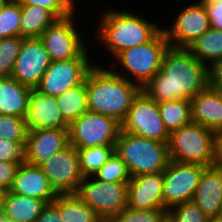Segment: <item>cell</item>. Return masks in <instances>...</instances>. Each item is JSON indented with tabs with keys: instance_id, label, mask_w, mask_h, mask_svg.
Listing matches in <instances>:
<instances>
[{
	"instance_id": "obj_1",
	"label": "cell",
	"mask_w": 222,
	"mask_h": 222,
	"mask_svg": "<svg viewBox=\"0 0 222 222\" xmlns=\"http://www.w3.org/2000/svg\"><path fill=\"white\" fill-rule=\"evenodd\" d=\"M207 85V67L187 48L169 47L160 71L141 89L157 103H161L190 100Z\"/></svg>"
},
{
	"instance_id": "obj_2",
	"label": "cell",
	"mask_w": 222,
	"mask_h": 222,
	"mask_svg": "<svg viewBox=\"0 0 222 222\" xmlns=\"http://www.w3.org/2000/svg\"><path fill=\"white\" fill-rule=\"evenodd\" d=\"M88 111L115 118L122 123L133 98L141 88L115 73L111 67L94 64L85 77Z\"/></svg>"
},
{
	"instance_id": "obj_3",
	"label": "cell",
	"mask_w": 222,
	"mask_h": 222,
	"mask_svg": "<svg viewBox=\"0 0 222 222\" xmlns=\"http://www.w3.org/2000/svg\"><path fill=\"white\" fill-rule=\"evenodd\" d=\"M98 22L96 40L101 41L100 45L112 54L113 59L123 50L149 42L162 30L155 22L122 9L105 10Z\"/></svg>"
},
{
	"instance_id": "obj_4",
	"label": "cell",
	"mask_w": 222,
	"mask_h": 222,
	"mask_svg": "<svg viewBox=\"0 0 222 222\" xmlns=\"http://www.w3.org/2000/svg\"><path fill=\"white\" fill-rule=\"evenodd\" d=\"M167 143L120 131L115 152L132 178L163 172L170 161Z\"/></svg>"
},
{
	"instance_id": "obj_5",
	"label": "cell",
	"mask_w": 222,
	"mask_h": 222,
	"mask_svg": "<svg viewBox=\"0 0 222 222\" xmlns=\"http://www.w3.org/2000/svg\"><path fill=\"white\" fill-rule=\"evenodd\" d=\"M169 47L166 35L161 30L149 42L133 46L117 54L114 60L118 61L119 70L122 71L114 69L113 71L142 88L160 71L164 54Z\"/></svg>"
},
{
	"instance_id": "obj_6",
	"label": "cell",
	"mask_w": 222,
	"mask_h": 222,
	"mask_svg": "<svg viewBox=\"0 0 222 222\" xmlns=\"http://www.w3.org/2000/svg\"><path fill=\"white\" fill-rule=\"evenodd\" d=\"M215 132L191 122L169 134L168 153L171 161L211 167Z\"/></svg>"
},
{
	"instance_id": "obj_7",
	"label": "cell",
	"mask_w": 222,
	"mask_h": 222,
	"mask_svg": "<svg viewBox=\"0 0 222 222\" xmlns=\"http://www.w3.org/2000/svg\"><path fill=\"white\" fill-rule=\"evenodd\" d=\"M75 195L90 206L103 222H109L127 207V183H112L83 177Z\"/></svg>"
},
{
	"instance_id": "obj_8",
	"label": "cell",
	"mask_w": 222,
	"mask_h": 222,
	"mask_svg": "<svg viewBox=\"0 0 222 222\" xmlns=\"http://www.w3.org/2000/svg\"><path fill=\"white\" fill-rule=\"evenodd\" d=\"M120 131L115 118L87 111L69 124V145L76 149L115 145Z\"/></svg>"
},
{
	"instance_id": "obj_9",
	"label": "cell",
	"mask_w": 222,
	"mask_h": 222,
	"mask_svg": "<svg viewBox=\"0 0 222 222\" xmlns=\"http://www.w3.org/2000/svg\"><path fill=\"white\" fill-rule=\"evenodd\" d=\"M121 131L148 139L168 142L169 133L161 119L158 103L142 89L133 98Z\"/></svg>"
},
{
	"instance_id": "obj_10",
	"label": "cell",
	"mask_w": 222,
	"mask_h": 222,
	"mask_svg": "<svg viewBox=\"0 0 222 222\" xmlns=\"http://www.w3.org/2000/svg\"><path fill=\"white\" fill-rule=\"evenodd\" d=\"M88 49L78 58L51 61L35 89L42 94L57 97L66 90L81 84L90 68L95 64L89 61L90 51Z\"/></svg>"
},
{
	"instance_id": "obj_11",
	"label": "cell",
	"mask_w": 222,
	"mask_h": 222,
	"mask_svg": "<svg viewBox=\"0 0 222 222\" xmlns=\"http://www.w3.org/2000/svg\"><path fill=\"white\" fill-rule=\"evenodd\" d=\"M74 16L72 13L66 18L57 19L39 37L48 51L51 61L78 58L88 48L82 32L81 34L78 32Z\"/></svg>"
},
{
	"instance_id": "obj_12",
	"label": "cell",
	"mask_w": 222,
	"mask_h": 222,
	"mask_svg": "<svg viewBox=\"0 0 222 222\" xmlns=\"http://www.w3.org/2000/svg\"><path fill=\"white\" fill-rule=\"evenodd\" d=\"M205 168V166L199 164L169 161L167 167L162 172V197L166 210L192 200Z\"/></svg>"
},
{
	"instance_id": "obj_13",
	"label": "cell",
	"mask_w": 222,
	"mask_h": 222,
	"mask_svg": "<svg viewBox=\"0 0 222 222\" xmlns=\"http://www.w3.org/2000/svg\"><path fill=\"white\" fill-rule=\"evenodd\" d=\"M210 27L204 0H198V2L182 8L174 23L170 27H162V30L170 47L187 48Z\"/></svg>"
},
{
	"instance_id": "obj_14",
	"label": "cell",
	"mask_w": 222,
	"mask_h": 222,
	"mask_svg": "<svg viewBox=\"0 0 222 222\" xmlns=\"http://www.w3.org/2000/svg\"><path fill=\"white\" fill-rule=\"evenodd\" d=\"M40 167L58 194H75L83 180L77 149L71 145L52 155Z\"/></svg>"
},
{
	"instance_id": "obj_15",
	"label": "cell",
	"mask_w": 222,
	"mask_h": 222,
	"mask_svg": "<svg viewBox=\"0 0 222 222\" xmlns=\"http://www.w3.org/2000/svg\"><path fill=\"white\" fill-rule=\"evenodd\" d=\"M50 64V55L40 38H24L11 77L35 89Z\"/></svg>"
},
{
	"instance_id": "obj_16",
	"label": "cell",
	"mask_w": 222,
	"mask_h": 222,
	"mask_svg": "<svg viewBox=\"0 0 222 222\" xmlns=\"http://www.w3.org/2000/svg\"><path fill=\"white\" fill-rule=\"evenodd\" d=\"M67 146H69L68 129L28 130L24 146V160L29 164L40 166Z\"/></svg>"
},
{
	"instance_id": "obj_17",
	"label": "cell",
	"mask_w": 222,
	"mask_h": 222,
	"mask_svg": "<svg viewBox=\"0 0 222 222\" xmlns=\"http://www.w3.org/2000/svg\"><path fill=\"white\" fill-rule=\"evenodd\" d=\"M162 172L132 177L127 183V207L131 209H165Z\"/></svg>"
},
{
	"instance_id": "obj_18",
	"label": "cell",
	"mask_w": 222,
	"mask_h": 222,
	"mask_svg": "<svg viewBox=\"0 0 222 222\" xmlns=\"http://www.w3.org/2000/svg\"><path fill=\"white\" fill-rule=\"evenodd\" d=\"M25 121L28 130L68 129L69 126L58 108L56 97L42 94L36 89L31 90Z\"/></svg>"
},
{
	"instance_id": "obj_19",
	"label": "cell",
	"mask_w": 222,
	"mask_h": 222,
	"mask_svg": "<svg viewBox=\"0 0 222 222\" xmlns=\"http://www.w3.org/2000/svg\"><path fill=\"white\" fill-rule=\"evenodd\" d=\"M11 192L52 203L59 195L40 166L23 162L17 168Z\"/></svg>"
},
{
	"instance_id": "obj_20",
	"label": "cell",
	"mask_w": 222,
	"mask_h": 222,
	"mask_svg": "<svg viewBox=\"0 0 222 222\" xmlns=\"http://www.w3.org/2000/svg\"><path fill=\"white\" fill-rule=\"evenodd\" d=\"M191 120L212 131L222 129V90L206 86L190 99Z\"/></svg>"
},
{
	"instance_id": "obj_21",
	"label": "cell",
	"mask_w": 222,
	"mask_h": 222,
	"mask_svg": "<svg viewBox=\"0 0 222 222\" xmlns=\"http://www.w3.org/2000/svg\"><path fill=\"white\" fill-rule=\"evenodd\" d=\"M208 218L219 216L222 208V172L206 167L191 200Z\"/></svg>"
},
{
	"instance_id": "obj_22",
	"label": "cell",
	"mask_w": 222,
	"mask_h": 222,
	"mask_svg": "<svg viewBox=\"0 0 222 222\" xmlns=\"http://www.w3.org/2000/svg\"><path fill=\"white\" fill-rule=\"evenodd\" d=\"M31 90L11 76L0 77V114L25 118Z\"/></svg>"
},
{
	"instance_id": "obj_23",
	"label": "cell",
	"mask_w": 222,
	"mask_h": 222,
	"mask_svg": "<svg viewBox=\"0 0 222 222\" xmlns=\"http://www.w3.org/2000/svg\"><path fill=\"white\" fill-rule=\"evenodd\" d=\"M47 203L41 199L5 191L2 214L13 222H35Z\"/></svg>"
},
{
	"instance_id": "obj_24",
	"label": "cell",
	"mask_w": 222,
	"mask_h": 222,
	"mask_svg": "<svg viewBox=\"0 0 222 222\" xmlns=\"http://www.w3.org/2000/svg\"><path fill=\"white\" fill-rule=\"evenodd\" d=\"M52 204L58 209L62 222H103L93 209L75 194H59Z\"/></svg>"
},
{
	"instance_id": "obj_25",
	"label": "cell",
	"mask_w": 222,
	"mask_h": 222,
	"mask_svg": "<svg viewBox=\"0 0 222 222\" xmlns=\"http://www.w3.org/2000/svg\"><path fill=\"white\" fill-rule=\"evenodd\" d=\"M57 18L47 9L37 5L21 6L20 36L39 38Z\"/></svg>"
},
{
	"instance_id": "obj_26",
	"label": "cell",
	"mask_w": 222,
	"mask_h": 222,
	"mask_svg": "<svg viewBox=\"0 0 222 222\" xmlns=\"http://www.w3.org/2000/svg\"><path fill=\"white\" fill-rule=\"evenodd\" d=\"M187 49L198 61L209 67L213 62L222 58V30L210 27L202 36L192 42Z\"/></svg>"
},
{
	"instance_id": "obj_27",
	"label": "cell",
	"mask_w": 222,
	"mask_h": 222,
	"mask_svg": "<svg viewBox=\"0 0 222 222\" xmlns=\"http://www.w3.org/2000/svg\"><path fill=\"white\" fill-rule=\"evenodd\" d=\"M64 120L70 124L88 111L85 80L56 97Z\"/></svg>"
},
{
	"instance_id": "obj_28",
	"label": "cell",
	"mask_w": 222,
	"mask_h": 222,
	"mask_svg": "<svg viewBox=\"0 0 222 222\" xmlns=\"http://www.w3.org/2000/svg\"><path fill=\"white\" fill-rule=\"evenodd\" d=\"M158 108L169 134L192 122L190 100L188 99L161 102L158 103Z\"/></svg>"
},
{
	"instance_id": "obj_29",
	"label": "cell",
	"mask_w": 222,
	"mask_h": 222,
	"mask_svg": "<svg viewBox=\"0 0 222 222\" xmlns=\"http://www.w3.org/2000/svg\"><path fill=\"white\" fill-rule=\"evenodd\" d=\"M115 152V145L77 149L79 167L83 177L93 176Z\"/></svg>"
},
{
	"instance_id": "obj_30",
	"label": "cell",
	"mask_w": 222,
	"mask_h": 222,
	"mask_svg": "<svg viewBox=\"0 0 222 222\" xmlns=\"http://www.w3.org/2000/svg\"><path fill=\"white\" fill-rule=\"evenodd\" d=\"M21 6L6 0L0 7V39L20 36Z\"/></svg>"
},
{
	"instance_id": "obj_31",
	"label": "cell",
	"mask_w": 222,
	"mask_h": 222,
	"mask_svg": "<svg viewBox=\"0 0 222 222\" xmlns=\"http://www.w3.org/2000/svg\"><path fill=\"white\" fill-rule=\"evenodd\" d=\"M97 180L112 183H128L131 179L126 164L114 152L107 162L93 175Z\"/></svg>"
},
{
	"instance_id": "obj_32",
	"label": "cell",
	"mask_w": 222,
	"mask_h": 222,
	"mask_svg": "<svg viewBox=\"0 0 222 222\" xmlns=\"http://www.w3.org/2000/svg\"><path fill=\"white\" fill-rule=\"evenodd\" d=\"M23 39L21 36L0 39V77L12 75Z\"/></svg>"
},
{
	"instance_id": "obj_33",
	"label": "cell",
	"mask_w": 222,
	"mask_h": 222,
	"mask_svg": "<svg viewBox=\"0 0 222 222\" xmlns=\"http://www.w3.org/2000/svg\"><path fill=\"white\" fill-rule=\"evenodd\" d=\"M109 222H167V210H139L126 207Z\"/></svg>"
},
{
	"instance_id": "obj_34",
	"label": "cell",
	"mask_w": 222,
	"mask_h": 222,
	"mask_svg": "<svg viewBox=\"0 0 222 222\" xmlns=\"http://www.w3.org/2000/svg\"><path fill=\"white\" fill-rule=\"evenodd\" d=\"M27 133L25 118L0 114V139L26 142Z\"/></svg>"
},
{
	"instance_id": "obj_35",
	"label": "cell",
	"mask_w": 222,
	"mask_h": 222,
	"mask_svg": "<svg viewBox=\"0 0 222 222\" xmlns=\"http://www.w3.org/2000/svg\"><path fill=\"white\" fill-rule=\"evenodd\" d=\"M209 218L192 201L167 210V222H208Z\"/></svg>"
},
{
	"instance_id": "obj_36",
	"label": "cell",
	"mask_w": 222,
	"mask_h": 222,
	"mask_svg": "<svg viewBox=\"0 0 222 222\" xmlns=\"http://www.w3.org/2000/svg\"><path fill=\"white\" fill-rule=\"evenodd\" d=\"M20 6L37 5L49 10L57 19H63L76 12L69 0H15Z\"/></svg>"
},
{
	"instance_id": "obj_37",
	"label": "cell",
	"mask_w": 222,
	"mask_h": 222,
	"mask_svg": "<svg viewBox=\"0 0 222 222\" xmlns=\"http://www.w3.org/2000/svg\"><path fill=\"white\" fill-rule=\"evenodd\" d=\"M25 142L0 139V162H24Z\"/></svg>"
},
{
	"instance_id": "obj_38",
	"label": "cell",
	"mask_w": 222,
	"mask_h": 222,
	"mask_svg": "<svg viewBox=\"0 0 222 222\" xmlns=\"http://www.w3.org/2000/svg\"><path fill=\"white\" fill-rule=\"evenodd\" d=\"M21 163L23 162H0V189L5 191L11 189L17 168Z\"/></svg>"
},
{
	"instance_id": "obj_39",
	"label": "cell",
	"mask_w": 222,
	"mask_h": 222,
	"mask_svg": "<svg viewBox=\"0 0 222 222\" xmlns=\"http://www.w3.org/2000/svg\"><path fill=\"white\" fill-rule=\"evenodd\" d=\"M210 26L222 30V0H204Z\"/></svg>"
},
{
	"instance_id": "obj_40",
	"label": "cell",
	"mask_w": 222,
	"mask_h": 222,
	"mask_svg": "<svg viewBox=\"0 0 222 222\" xmlns=\"http://www.w3.org/2000/svg\"><path fill=\"white\" fill-rule=\"evenodd\" d=\"M208 86L222 90V58L207 67Z\"/></svg>"
},
{
	"instance_id": "obj_41",
	"label": "cell",
	"mask_w": 222,
	"mask_h": 222,
	"mask_svg": "<svg viewBox=\"0 0 222 222\" xmlns=\"http://www.w3.org/2000/svg\"><path fill=\"white\" fill-rule=\"evenodd\" d=\"M211 166L222 172V132L215 133Z\"/></svg>"
},
{
	"instance_id": "obj_42",
	"label": "cell",
	"mask_w": 222,
	"mask_h": 222,
	"mask_svg": "<svg viewBox=\"0 0 222 222\" xmlns=\"http://www.w3.org/2000/svg\"><path fill=\"white\" fill-rule=\"evenodd\" d=\"M35 222H62V220L58 209L52 203H48Z\"/></svg>"
},
{
	"instance_id": "obj_43",
	"label": "cell",
	"mask_w": 222,
	"mask_h": 222,
	"mask_svg": "<svg viewBox=\"0 0 222 222\" xmlns=\"http://www.w3.org/2000/svg\"><path fill=\"white\" fill-rule=\"evenodd\" d=\"M4 194L5 190L0 189V214H2Z\"/></svg>"
},
{
	"instance_id": "obj_44",
	"label": "cell",
	"mask_w": 222,
	"mask_h": 222,
	"mask_svg": "<svg viewBox=\"0 0 222 222\" xmlns=\"http://www.w3.org/2000/svg\"><path fill=\"white\" fill-rule=\"evenodd\" d=\"M208 222H222V216H215V217H211L209 218Z\"/></svg>"
},
{
	"instance_id": "obj_45",
	"label": "cell",
	"mask_w": 222,
	"mask_h": 222,
	"mask_svg": "<svg viewBox=\"0 0 222 222\" xmlns=\"http://www.w3.org/2000/svg\"><path fill=\"white\" fill-rule=\"evenodd\" d=\"M0 222H13L5 217L3 214H0Z\"/></svg>"
},
{
	"instance_id": "obj_46",
	"label": "cell",
	"mask_w": 222,
	"mask_h": 222,
	"mask_svg": "<svg viewBox=\"0 0 222 222\" xmlns=\"http://www.w3.org/2000/svg\"><path fill=\"white\" fill-rule=\"evenodd\" d=\"M75 1H76V0H69V2H70L73 6L76 5Z\"/></svg>"
},
{
	"instance_id": "obj_47",
	"label": "cell",
	"mask_w": 222,
	"mask_h": 222,
	"mask_svg": "<svg viewBox=\"0 0 222 222\" xmlns=\"http://www.w3.org/2000/svg\"><path fill=\"white\" fill-rule=\"evenodd\" d=\"M6 0H0V7L3 5V3L5 2Z\"/></svg>"
}]
</instances>
